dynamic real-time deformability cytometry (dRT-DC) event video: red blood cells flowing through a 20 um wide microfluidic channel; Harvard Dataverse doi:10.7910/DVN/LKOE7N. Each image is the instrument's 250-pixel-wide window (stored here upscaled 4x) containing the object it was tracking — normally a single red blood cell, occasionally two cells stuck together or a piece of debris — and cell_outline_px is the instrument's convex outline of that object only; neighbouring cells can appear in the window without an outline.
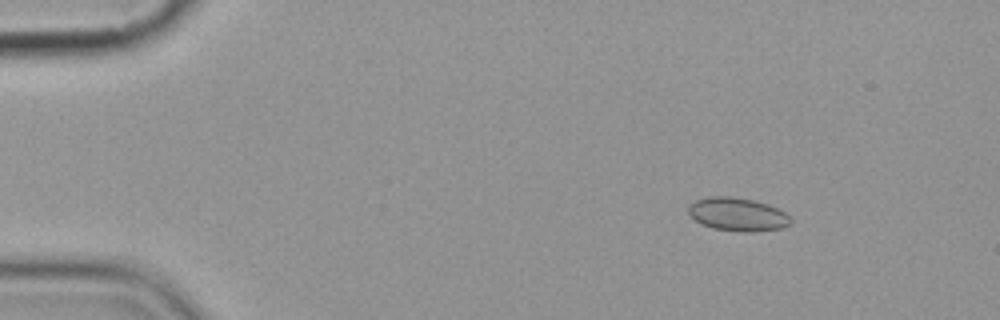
{"species": "common noctule bat (a hibernating species)", "species_latin": "Nyctalus noctula", "temperature_condition": "cold", "stored_images_in_passage": 10, "camera_frame_rate_fps": 3000, "um_per_image_px": 0.085, "animal": {"sex": "female", "body_mass_g": 19.9}, "frame": {"image": 1, "passage_image": 3, "time_ms": 2.333, "image_size_px": [1000, 320], "cell_outline_px": [[792, 224], [784, 228], [752, 232], [744, 232], [712, 228], [696, 220], [688, 212], [688, 204], [696, 200], [708, 196], [732, 196], [752, 200], [768, 204], [784, 212], [792, 220]], "centroid_in_image_um": [62.71, 18.22], "position_along_channel_um": 22.3, "area_um2": 19.88}}
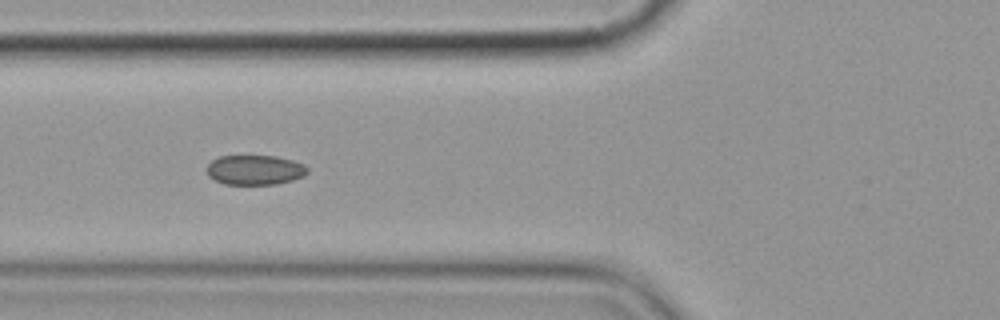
{"frame": {"image": 2, "passage_image": 7, "time_ms": 7.0, "image_size_px": [1000, 320], "cell_outline_px": [[308, 172], [304, 176], [292, 180], [276, 184], [224, 184], [208, 176], [208, 164], [212, 160], [220, 156], [276, 156], [292, 160], [304, 164], [308, 168]], "centroid_in_image_um": [21.69, 14.44], "position_along_channel_um": 104.1, "area_um2": 17.4}}
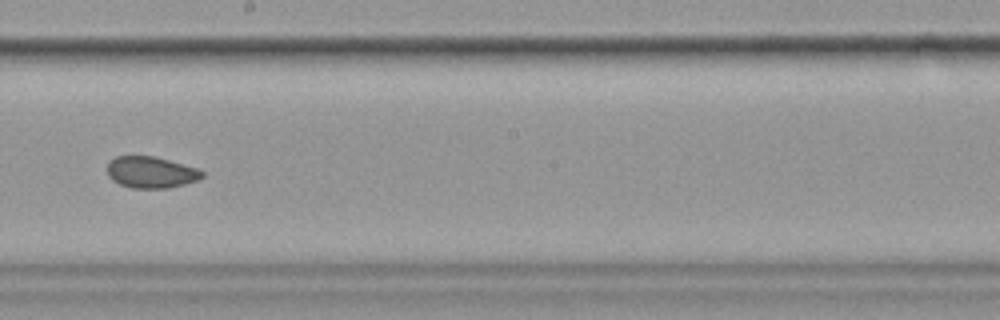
{"frame": {"image": 3, "passage_image": 10, "time_ms": 10.667, "image_size_px": [1000, 320], "cell_outline_px": [[204, 176], [200, 180], [168, 188], [132, 188], [120, 184], [112, 180], [108, 176], [108, 160], [116, 156], [152, 156], [200, 168], [204, 172]], "centroid_in_image_um": [12.86, 14.64], "position_along_channel_um": 235.3, "area_um2": 17.57}}